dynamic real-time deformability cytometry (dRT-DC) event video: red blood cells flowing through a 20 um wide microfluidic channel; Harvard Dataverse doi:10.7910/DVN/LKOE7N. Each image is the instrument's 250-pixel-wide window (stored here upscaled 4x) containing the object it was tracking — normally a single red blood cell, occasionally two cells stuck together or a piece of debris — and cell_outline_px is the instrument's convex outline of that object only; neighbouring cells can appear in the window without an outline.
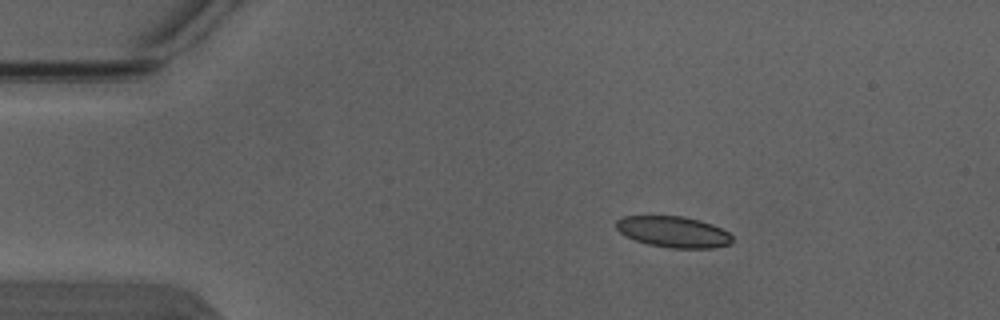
{"species": "Egyptian fruit bat (a non-hibernating species)", "species_latin": "Rousettus aegyptiacus", "temperature_condition": "warm", "stored_images_in_passage": 4, "camera_frame_rate_fps": 3000, "um_per_image_px": 0.085, "animal": {"sex": "male"}, "frame": {"image": 1, "passage_image": 2, "time_ms": 0.333, "image_size_px": [1000, 320], "cell_outline_px": [[732, 240], [728, 244], [716, 248], [668, 248], [648, 244], [624, 236], [616, 228], [616, 220], [624, 216], [684, 216], [700, 220], [712, 224], [728, 232], [732, 236]], "centroid_in_image_um": [57.22, 19.71], "position_along_channel_um": 27.8, "area_um2": 21.1}}
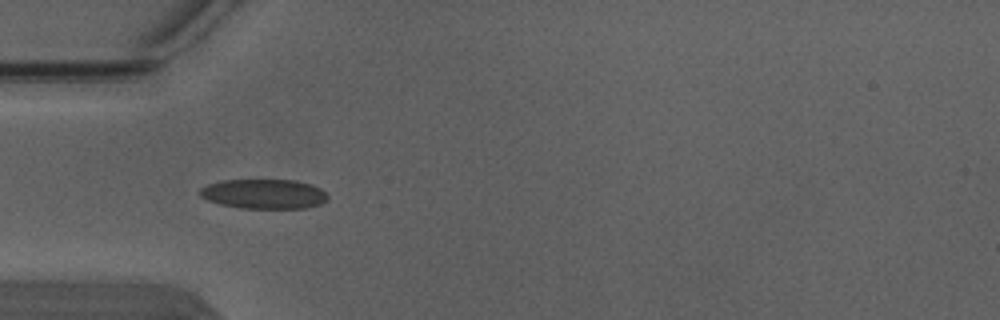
{"frame": {"image": 2, "passage_image": 4, "time_ms": 1.0, "image_size_px": [1000, 320], "cell_outline_px": [[328, 200], [320, 204], [308, 208], [240, 208], [220, 204], [208, 200], [200, 196], [196, 192], [200, 188], [208, 184], [220, 180], [296, 180], [312, 184], [320, 188], [328, 196]], "centroid_in_image_um": [22.42, 16.48], "position_along_channel_um": 62.6, "area_um2": 22.31}}